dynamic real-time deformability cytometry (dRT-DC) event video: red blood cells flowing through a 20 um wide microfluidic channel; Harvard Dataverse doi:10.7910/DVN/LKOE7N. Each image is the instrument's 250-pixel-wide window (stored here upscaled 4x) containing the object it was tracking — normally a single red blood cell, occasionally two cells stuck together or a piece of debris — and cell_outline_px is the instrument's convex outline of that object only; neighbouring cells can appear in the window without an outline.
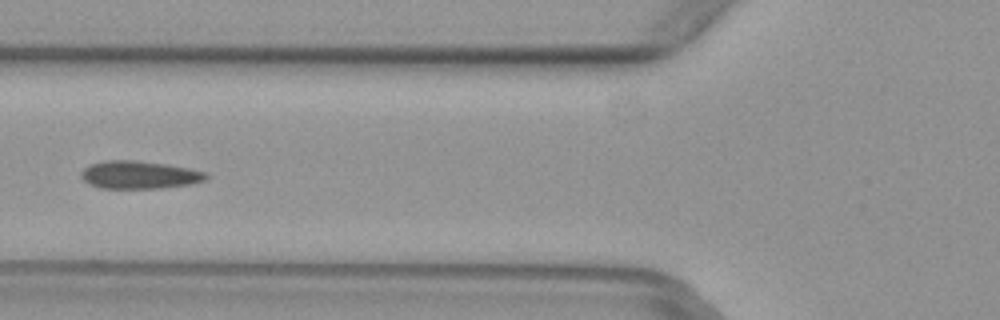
{"species": "common noctule bat (a hibernating species)", "species_latin": "Nyctalus noctula", "temperature_condition": "warm", "stored_images_in_passage": 5, "camera_frame_rate_fps": 3000, "um_per_image_px": 0.085, "animal": {"sex": "female", "body_mass_g": 29.2, "forearm_length_mm": 56.3}, "frame": {"image": 1, "passage_image": 5, "time_ms": 1.333, "image_size_px": [1000, 320], "cell_outline_px": [[208, 176], [204, 180], [192, 184], [164, 188], [100, 188], [88, 184], [80, 176], [80, 172], [84, 168], [92, 164], [104, 160], [136, 160], [168, 164], [188, 168], [204, 172]], "centroid_in_image_um": [11.82, 14.86], "position_along_channel_um": 114.0, "area_um2": 20.35}}